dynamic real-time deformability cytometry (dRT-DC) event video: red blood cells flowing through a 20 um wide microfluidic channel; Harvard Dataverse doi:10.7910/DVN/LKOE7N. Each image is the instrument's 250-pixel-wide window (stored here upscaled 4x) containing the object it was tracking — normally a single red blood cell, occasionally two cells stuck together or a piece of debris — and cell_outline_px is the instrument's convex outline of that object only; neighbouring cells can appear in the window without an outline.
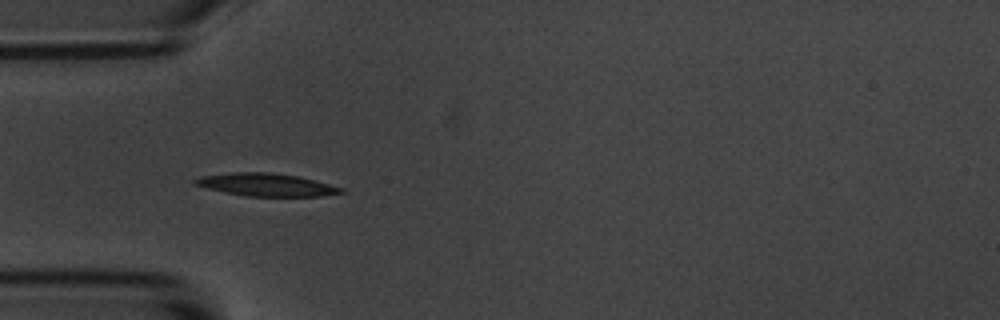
{"species": "common noctule bat (a hibernating species)", "species_latin": "Nyctalus noctula", "temperature_condition": "room temperature", "stored_images_in_passage": 5, "camera_frame_rate_fps": 3000, "um_per_image_px": 0.085, "animal": {"sex": "male", "body_mass_g": 20.1, "forearm_length_mm": 53.5}, "frame": {"image": 1, "passage_image": 3, "time_ms": 2.333, "image_size_px": [1000, 320], "cell_outline_px": [[344, 192], [324, 196], [244, 196], [224, 192], [192, 184], [192, 180], [200, 176], [232, 172], [268, 172], [296, 176], [344, 188]], "centroid_in_image_um": [22.58, 15.7], "position_along_channel_um": 62.4, "area_um2": 19.25}}
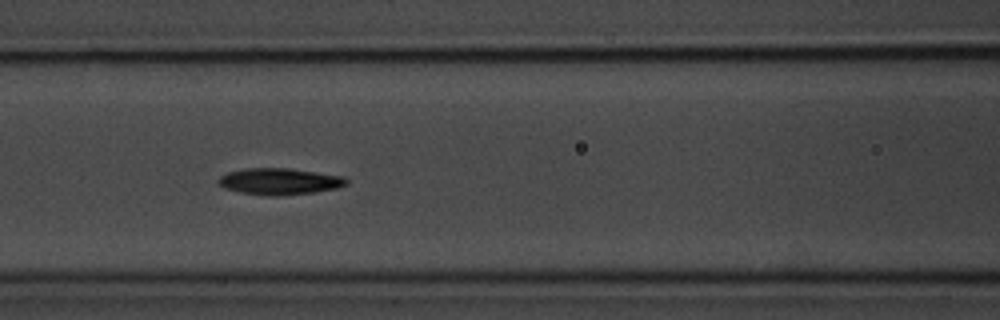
{"frame": {"image": 2, "passage_image": 5, "time_ms": 4.667, "image_size_px": [1000, 320], "cell_outline_px": [[348, 184], [336, 188], [312, 192], [276, 196], [264, 196], [240, 192], [224, 188], [216, 184], [216, 180], [220, 176], [228, 172], [244, 168], [288, 168], [344, 176], [348, 180]], "centroid_in_image_um": [23.7, 15.42], "position_along_channel_um": 142.9, "area_um2": 19.88}}